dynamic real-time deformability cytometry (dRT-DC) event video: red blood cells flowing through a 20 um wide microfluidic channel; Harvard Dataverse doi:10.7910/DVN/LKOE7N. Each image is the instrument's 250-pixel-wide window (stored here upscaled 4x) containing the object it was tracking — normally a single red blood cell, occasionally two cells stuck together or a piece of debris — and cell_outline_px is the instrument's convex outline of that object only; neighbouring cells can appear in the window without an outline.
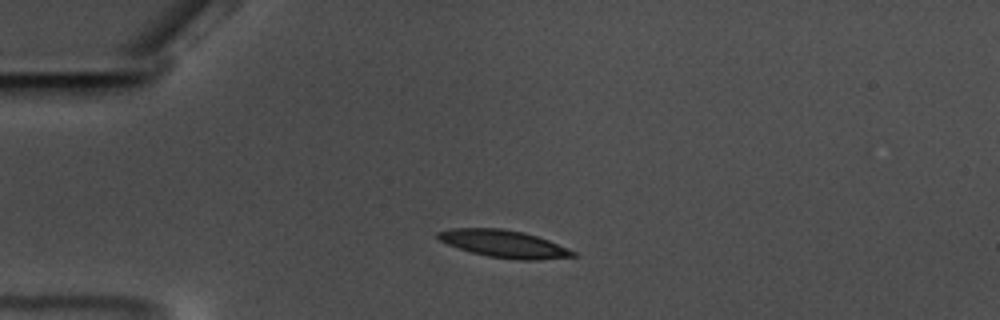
{"species": "common noctule bat (a hibernating species)", "species_latin": "Nyctalus noctula", "temperature_condition": "warm", "stored_images_in_passage": 54, "camera_frame_rate_fps": 3000, "um_per_image_px": 0.085, "animal": {"sex": "male", "body_mass_g": 17.5, "forearm_length_mm": 52.3}, "frame": {"image": 1, "passage_image": 10, "time_ms": 3.0, "image_size_px": [1000, 320], "cell_outline_px": [[580, 256], [540, 260], [516, 260], [488, 256], [472, 252], [448, 244], [440, 240], [436, 236], [436, 232], [452, 228], [500, 228], [524, 232], [548, 240], [568, 248], [576, 252]], "centroid_in_image_um": [42.88, 20.73], "position_along_channel_um": 42.1, "area_um2": 21.56}}
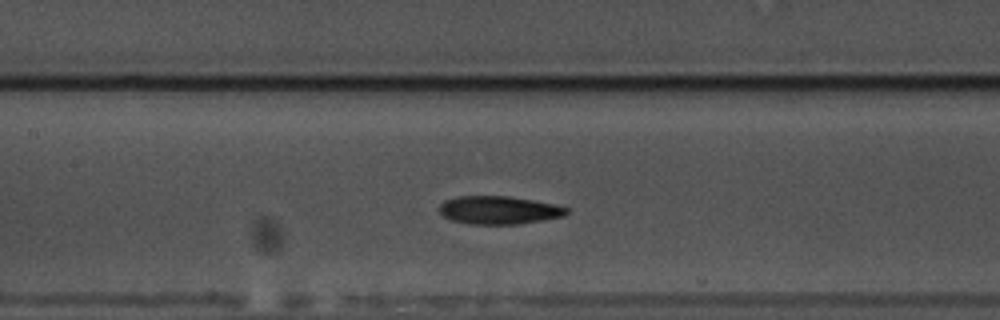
{"frame": {"image": 2, "passage_image": 23, "time_ms": 7.333, "image_size_px": [1000, 320], "cell_outline_px": [[568, 212], [564, 216], [520, 224], [468, 224], [452, 220], [444, 216], [440, 212], [440, 204], [444, 200], [456, 196], [508, 196], [556, 204], [568, 208]], "centroid_in_image_um": [42.4, 17.86], "position_along_channel_um": 165.0, "area_um2": 20.87}}
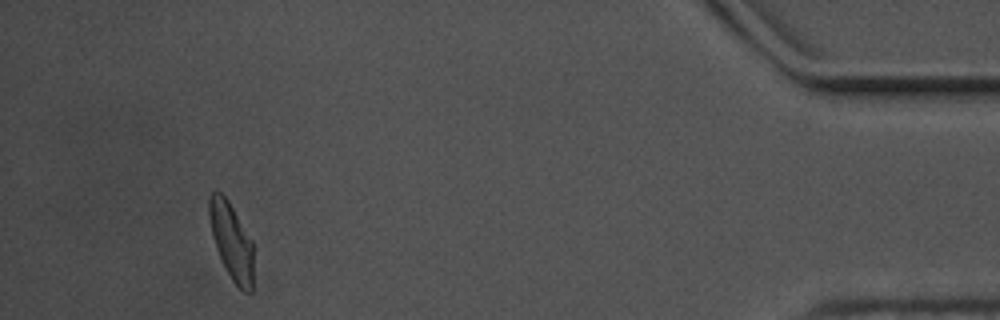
{"frame": {"image": 3, "passage_image": 50, "time_ms": 16.333, "image_size_px": [1000, 320], "cell_outline_px": [[252, 292], [244, 292], [232, 280], [216, 248], [212, 236], [208, 216], [208, 200], [212, 192], [220, 192], [228, 200], [252, 240]], "centroid_in_image_um": [19.65, 20.47], "position_along_channel_um": 415.5, "area_um2": 19.48}, "authors_computed_cell_mechanics": {"area_um2": 20.8658, "velocity_mm_per_s": 3.4982, "shape_relaxation_time_tau1_ms": 6.2556, "shape_relaxation_time_tau2_ms": 2.9568, "deformation_change_tau1": 0.1662, "deformation_change_tau2": 0.1038}}